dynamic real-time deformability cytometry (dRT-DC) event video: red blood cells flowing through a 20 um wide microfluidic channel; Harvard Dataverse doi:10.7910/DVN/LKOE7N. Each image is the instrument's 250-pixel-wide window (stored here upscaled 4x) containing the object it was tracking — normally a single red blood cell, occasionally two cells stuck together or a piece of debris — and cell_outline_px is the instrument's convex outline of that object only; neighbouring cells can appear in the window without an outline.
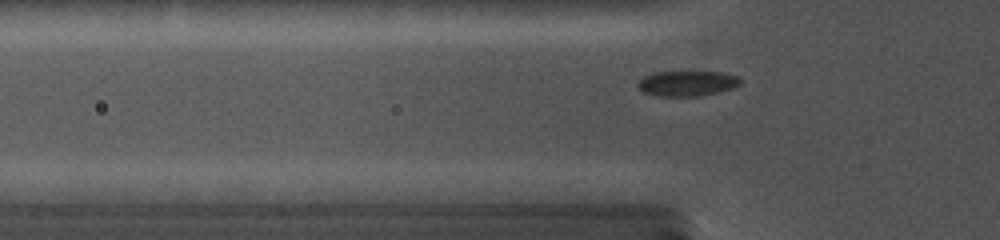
{"species": "common noctule bat (a hibernating species)", "species_latin": "Nyctalus noctula", "temperature_condition": "cold", "stored_images_in_passage": 37, "camera_frame_rate_fps": 5000, "um_per_image_px": 0.085, "animal": {"sex": "female", "body_mass_g": 19.0, "forearm_length_mm": 56.7}, "frame": {"image": 1, "passage_image": 5, "time_ms": 2.4, "image_size_px": [1000, 240], "cell_outline_px": [[744, 80], [740, 84], [732, 88], [716, 92], [696, 96], [660, 96], [644, 92], [636, 84], [644, 76], [652, 72], [720, 72], [740, 76]], "centroid_in_image_um": [58.44, 7.07], "position_along_channel_um": 67.4, "area_um2": 15.03}}
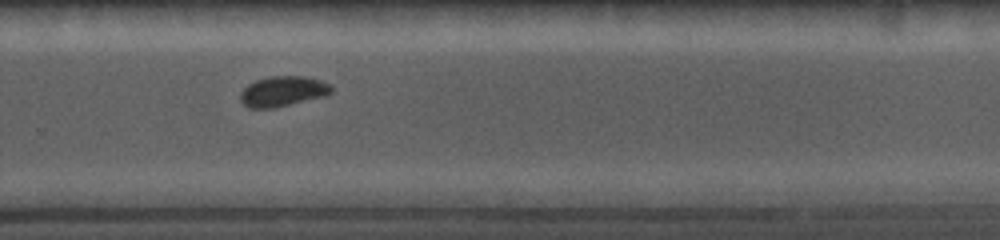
{"frame": {"image": 2, "passage_image": 23, "time_ms": 8.6, "image_size_px": [1000, 240], "cell_outline_px": [[332, 92], [324, 96], [272, 108], [248, 108], [244, 104], [240, 96], [240, 92], [248, 84], [256, 80], [272, 76], [304, 76], [320, 80], [328, 84], [332, 88]], "centroid_in_image_um": [24.02, 7.75], "position_along_channel_um": 305.8, "area_um2": 15.78}}
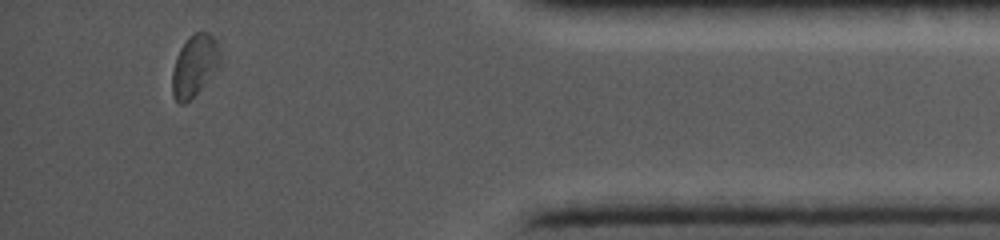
{"frame": {"image": 3, "passage_image": 34, "time_ms": 12.2, "image_size_px": [1000, 240], "cell_outline_px": [[216, 64], [200, 88], [184, 104], [180, 104], [176, 100], [172, 92], [172, 72], [176, 56], [180, 48], [188, 36], [196, 32], [208, 32], [216, 40]], "centroid_in_image_um": [16.42, 5.55], "position_along_channel_um": 418.8, "area_um2": 16.01}}